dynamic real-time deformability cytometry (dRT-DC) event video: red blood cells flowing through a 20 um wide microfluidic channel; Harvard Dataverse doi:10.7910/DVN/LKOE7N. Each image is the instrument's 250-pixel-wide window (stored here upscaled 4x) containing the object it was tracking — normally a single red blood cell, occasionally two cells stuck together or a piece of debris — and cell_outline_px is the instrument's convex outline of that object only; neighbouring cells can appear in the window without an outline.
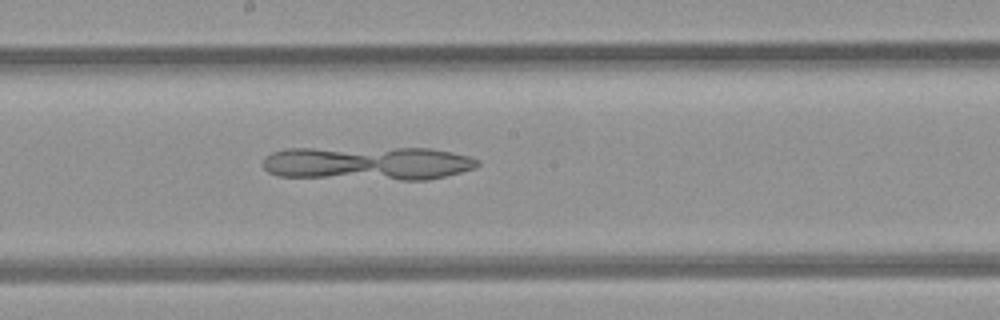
{"species": "common noctule bat (a hibernating species)", "species_latin": "Nyctalus noctula", "temperature_condition": "room temperature", "stored_images_in_passage": 31, "camera_frame_rate_fps": 3000, "um_per_image_px": 0.085, "animal": {"sex": "female", "body_mass_g": 21.9}, "frame": {"image": 1, "passage_image": 14, "time_ms": 4.333, "image_size_px": [1000, 320], "cell_outline_px": [[480, 164], [476, 168], [428, 180], [400, 180], [276, 176], [268, 172], [260, 164], [264, 156], [272, 152], [284, 148], [432, 148], [452, 152], [468, 156], [480, 160]], "centroid_in_image_um": [31.22, 13.87], "position_along_channel_um": 217.0, "area_um2": 42.83}}